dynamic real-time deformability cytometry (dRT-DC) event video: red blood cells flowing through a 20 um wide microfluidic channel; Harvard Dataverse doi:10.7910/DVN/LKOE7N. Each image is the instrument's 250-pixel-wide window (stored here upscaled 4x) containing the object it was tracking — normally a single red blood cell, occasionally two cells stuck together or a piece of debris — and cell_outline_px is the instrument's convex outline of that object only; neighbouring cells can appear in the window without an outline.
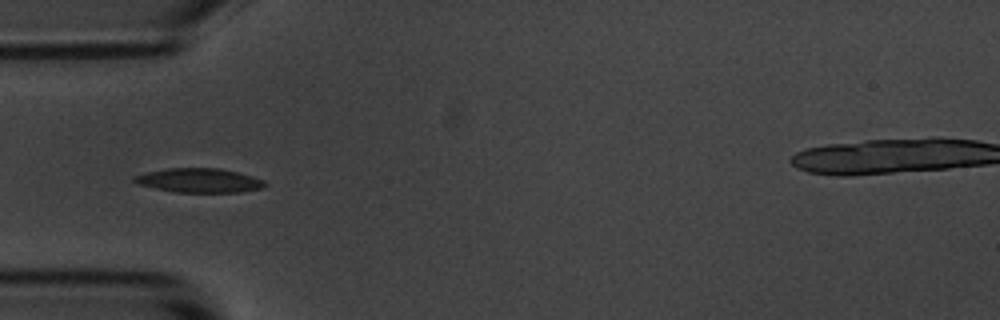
{"species": "common noctule bat (a hibernating species)", "species_latin": "Nyctalus noctula", "temperature_condition": "room temperature", "stored_images_in_passage": 8, "camera_frame_rate_fps": 3000, "um_per_image_px": 0.085, "animal": {"sex": "male", "body_mass_g": 20.1, "forearm_length_mm": 53.5}, "frame": {"image": 1, "passage_image": 3, "time_ms": 2.333, "image_size_px": [1000, 320], "cell_outline_px": [[268, 184], [260, 188], [240, 192], [176, 192], [136, 184], [132, 180], [132, 176], [148, 172], [168, 168], [220, 168], [252, 176], [264, 180]], "centroid_in_image_um": [16.91, 15.33], "position_along_channel_um": 68.1, "area_um2": 18.32}}
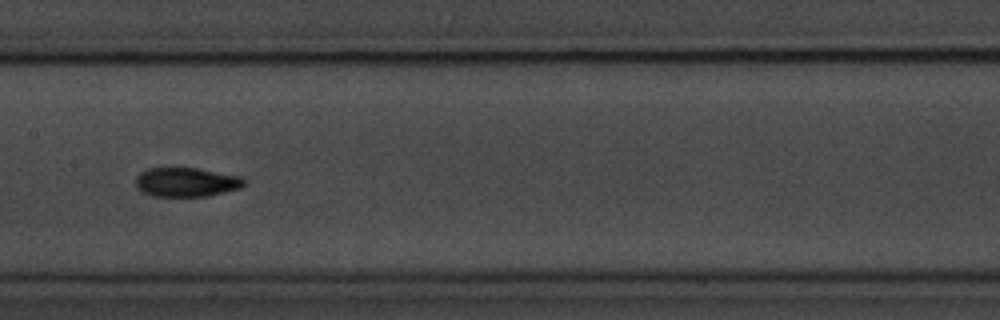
{"frame": {"image": 2, "passage_image": 6, "time_ms": 5.667, "image_size_px": [1000, 320], "cell_outline_px": [[244, 184], [240, 188], [208, 196], [152, 196], [140, 192], [136, 188], [136, 176], [140, 172], [148, 168], [196, 168], [240, 176], [244, 180]], "centroid_in_image_um": [15.78, 15.48], "position_along_channel_um": 191.6, "area_um2": 18.44}}
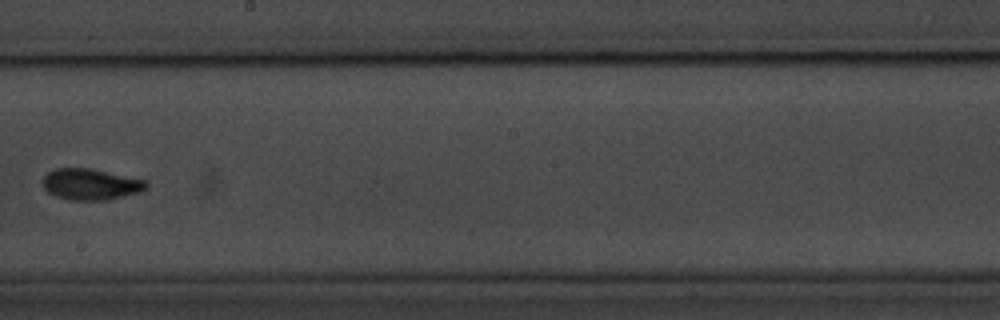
{"frame": {"image": 3, "passage_image": 7, "time_ms": 7.0, "image_size_px": [1000, 320], "cell_outline_px": [[148, 188], [144, 192], [108, 200], [72, 200], [56, 196], [48, 192], [44, 188], [40, 180], [52, 168], [88, 168], [148, 180]], "centroid_in_image_um": [7.74, 15.67], "position_along_channel_um": 240.5, "area_um2": 19.19}}